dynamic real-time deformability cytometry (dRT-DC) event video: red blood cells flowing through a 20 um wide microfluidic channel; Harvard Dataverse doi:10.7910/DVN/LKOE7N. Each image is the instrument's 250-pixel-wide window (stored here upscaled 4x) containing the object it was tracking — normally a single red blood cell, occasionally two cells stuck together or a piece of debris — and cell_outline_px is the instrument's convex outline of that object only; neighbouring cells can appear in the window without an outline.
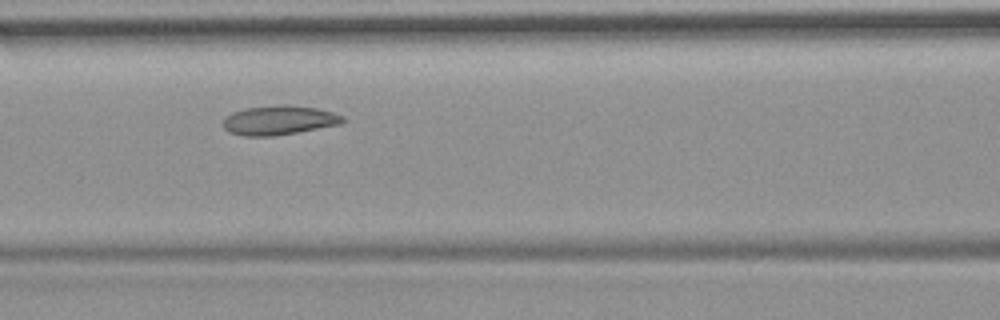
{"species": "common noctule bat (a hibernating species)", "species_latin": "Nyctalus noctula", "temperature_condition": "room temperature", "stored_images_in_passage": 23, "camera_frame_rate_fps": 3000, "um_per_image_px": 0.085, "animal": {"sex": "female", "body_mass_g": 19.9}, "frame": {"image": 1, "passage_image": 7, "time_ms": 2.0, "image_size_px": [1000, 320], "cell_outline_px": [[344, 120], [340, 124], [296, 132], [272, 136], [244, 136], [228, 132], [224, 128], [224, 116], [232, 112], [244, 108], [280, 104], [284, 104], [316, 108], [332, 112], [344, 116]], "centroid_in_image_um": [23.67, 10.21], "position_along_channel_um": 142.9, "area_um2": 20.4}}